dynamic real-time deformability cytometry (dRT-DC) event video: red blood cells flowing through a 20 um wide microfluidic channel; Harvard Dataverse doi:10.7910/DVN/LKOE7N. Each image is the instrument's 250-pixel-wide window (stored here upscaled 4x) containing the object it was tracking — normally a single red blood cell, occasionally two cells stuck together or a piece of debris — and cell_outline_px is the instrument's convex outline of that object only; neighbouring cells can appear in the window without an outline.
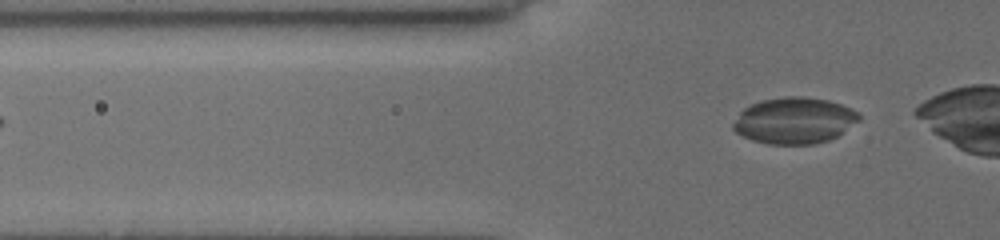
{"species": "common noctule bat (a hibernating species)", "species_latin": "Nyctalus noctula", "temperature_condition": "cold", "stored_images_in_passage": 33, "camera_frame_rate_fps": 3000, "um_per_image_px": 0.085, "animal": {"sex": "female", "body_mass_g": 19.5, "forearm_length_mm": 54.1}, "frame": {"image": 1, "passage_image": 3, "time_ms": 0.667, "image_size_px": [1000, 240], "cell_outline_px": [[860, 120], [836, 136], [828, 140], [812, 144], [768, 144], [752, 140], [736, 132], [732, 128], [732, 124], [740, 112], [744, 108], [760, 100], [784, 96], [804, 96], [828, 100], [852, 108], [860, 112]], "centroid_in_image_um": [67.52, 10.23], "position_along_channel_um": 58.3, "area_um2": 33.99}}
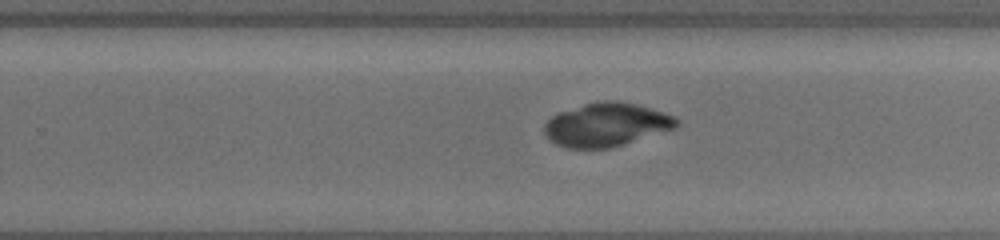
{"frame": {"image": 2, "passage_image": 21, "time_ms": 6.667, "image_size_px": [1000, 240], "cell_outline_px": [[680, 124], [676, 128], [612, 148], [564, 148], [548, 140], [544, 132], [544, 124], [556, 112], [596, 100], [616, 100], [636, 104], [664, 112], [676, 116], [680, 120]], "centroid_in_image_um": [51.54, 10.59], "position_along_channel_um": 278.3, "area_um2": 34.16}}
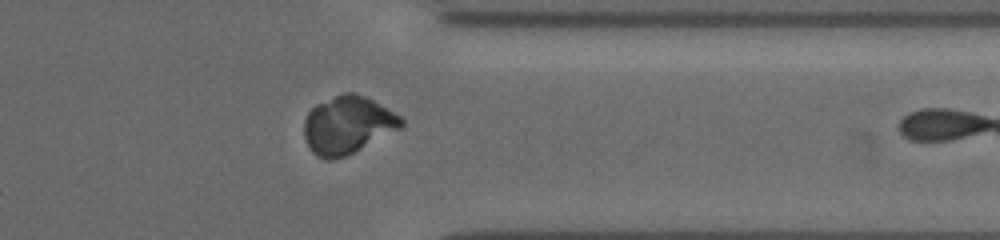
{"frame": {"image": 3, "passage_image": 29, "time_ms": 9.333, "image_size_px": [1000, 240], "cell_outline_px": [[404, 124], [400, 128], [344, 156], [332, 160], [328, 160], [316, 156], [312, 152], [304, 136], [304, 120], [308, 112], [316, 104], [344, 92], [356, 92], [372, 100], [400, 116], [404, 120]], "centroid_in_image_um": [29.51, 10.61], "position_along_channel_um": 381.9, "area_um2": 32.14}}